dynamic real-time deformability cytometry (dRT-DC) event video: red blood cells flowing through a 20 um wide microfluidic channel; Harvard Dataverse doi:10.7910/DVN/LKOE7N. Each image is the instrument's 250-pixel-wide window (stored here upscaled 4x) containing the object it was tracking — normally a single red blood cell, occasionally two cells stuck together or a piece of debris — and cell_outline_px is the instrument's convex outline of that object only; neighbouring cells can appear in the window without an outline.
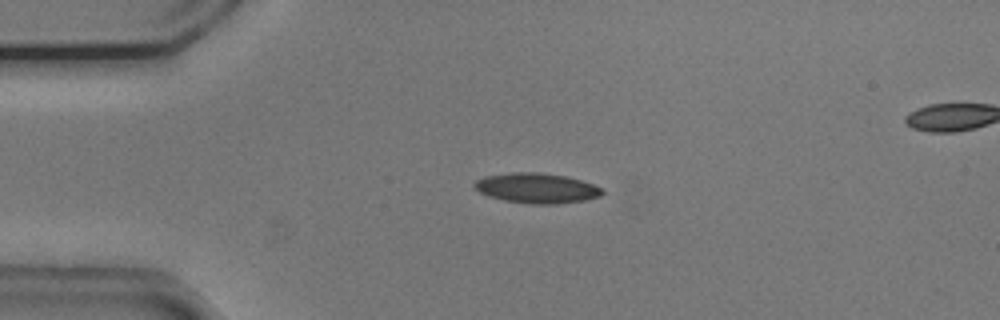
{"species": "common noctule bat (a hibernating species)", "species_latin": "Nyctalus noctula", "temperature_condition": "cold", "stored_images_in_passage": 42, "camera_frame_rate_fps": 3000, "um_per_image_px": 0.085, "animal": {"sex": "male", "body_mass_g": 20.5, "forearm_length_mm": 52.5}, "frame": {"image": 1, "passage_image": 1, "time_ms": 0.0, "image_size_px": [1000, 320], "cell_outline_px": [[604, 192], [600, 196], [584, 200], [556, 204], [532, 204], [504, 200], [488, 196], [480, 192], [472, 184], [476, 180], [484, 176], [512, 172], [540, 172], [564, 176], [580, 180], [604, 188]], "centroid_in_image_um": [45.61, 15.99], "position_along_channel_um": 39.4, "area_um2": 22.37}}
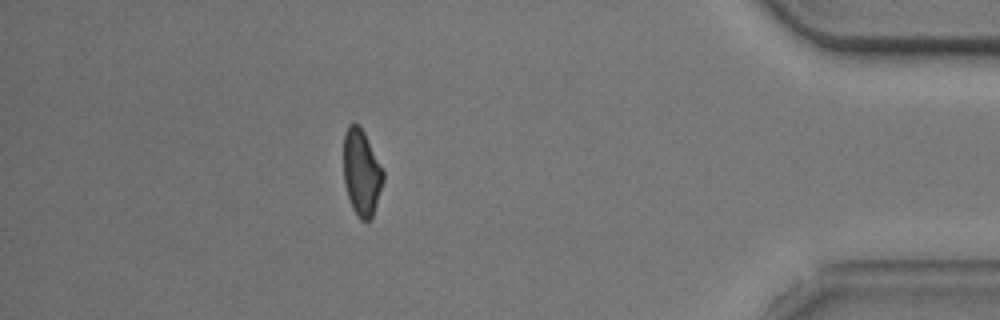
{"frame": {"image": 2, "passage_image": 36, "time_ms": 11.667, "image_size_px": [1000, 320], "cell_outline_px": [[384, 180], [372, 220], [360, 220], [352, 208], [344, 184], [344, 132], [348, 124], [356, 124], [364, 132], [384, 172]], "centroid_in_image_um": [30.73, 14.7], "position_along_channel_um": 404.5, "area_um2": 19.88}}